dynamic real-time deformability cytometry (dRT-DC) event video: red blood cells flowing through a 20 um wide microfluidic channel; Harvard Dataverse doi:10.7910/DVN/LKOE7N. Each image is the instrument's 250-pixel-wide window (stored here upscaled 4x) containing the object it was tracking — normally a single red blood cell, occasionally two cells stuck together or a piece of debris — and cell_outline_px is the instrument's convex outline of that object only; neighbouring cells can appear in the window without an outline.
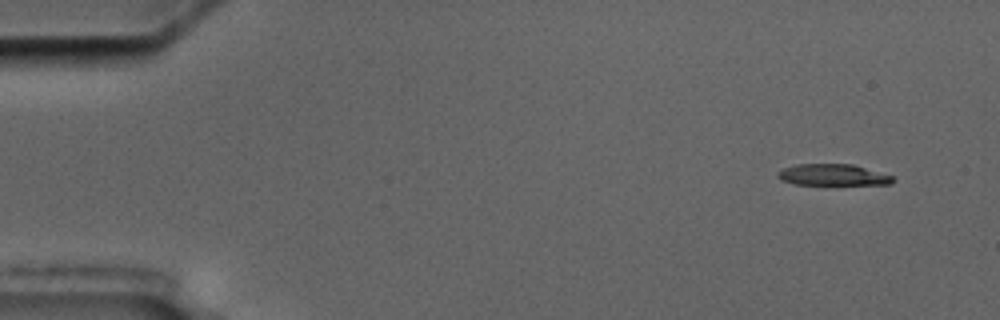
{"species": "common noctule bat (a hibernating species)", "species_latin": "Nyctalus noctula", "temperature_condition": "cold", "stored_images_in_passage": 6, "camera_frame_rate_fps": 3000, "um_per_image_px": 0.085, "animal": {"sex": "male", "body_mass_g": 17.5, "forearm_length_mm": 52.3}, "frame": {"image": 1, "passage_image": 1, "time_ms": 0.0, "image_size_px": [1000, 320], "cell_outline_px": [[896, 180], [892, 184], [796, 184], [780, 180], [776, 176], [776, 172], [784, 168], [796, 164], [852, 164], [892, 176]], "centroid_in_image_um": [70.75, 14.86], "position_along_channel_um": 14.2, "area_um2": 14.22}}
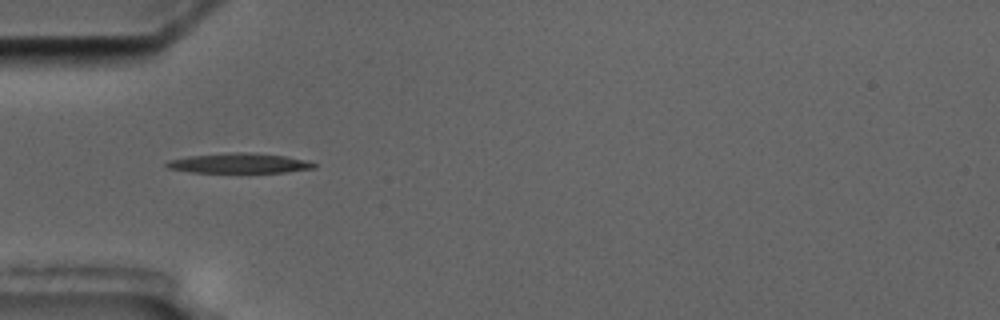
{"frame": {"image": 2, "passage_image": 5, "time_ms": 4.667, "image_size_px": [1000, 320], "cell_outline_px": [[316, 168], [288, 172], [188, 172], [168, 168], [164, 164], [168, 160], [188, 156], [236, 152], [248, 152], [288, 156], [308, 160], [316, 164]], "centroid_in_image_um": [20.36, 13.87], "position_along_channel_um": 64.6, "area_um2": 17.22}}
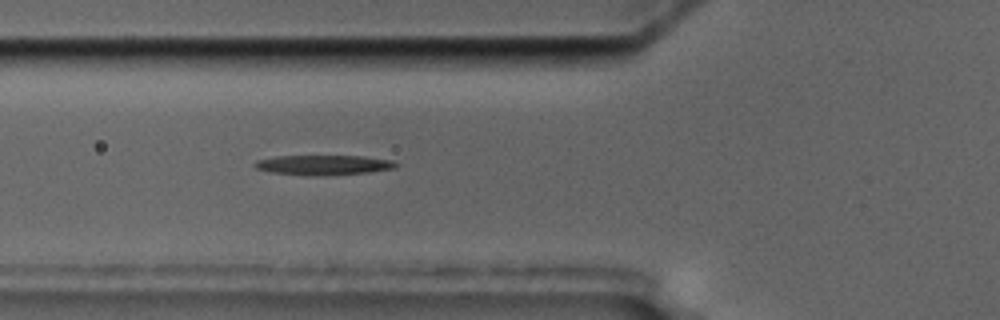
{"frame": {"image": 3, "passage_image": 6, "time_ms": 5.667, "image_size_px": [1000, 320], "cell_outline_px": [[400, 164], [396, 168], [368, 172], [316, 176], [308, 176], [272, 172], [256, 168], [252, 164], [256, 160], [276, 156], [364, 156], [392, 160]], "centroid_in_image_um": [27.51, 14.02], "position_along_channel_um": 98.3, "area_um2": 16.42}}